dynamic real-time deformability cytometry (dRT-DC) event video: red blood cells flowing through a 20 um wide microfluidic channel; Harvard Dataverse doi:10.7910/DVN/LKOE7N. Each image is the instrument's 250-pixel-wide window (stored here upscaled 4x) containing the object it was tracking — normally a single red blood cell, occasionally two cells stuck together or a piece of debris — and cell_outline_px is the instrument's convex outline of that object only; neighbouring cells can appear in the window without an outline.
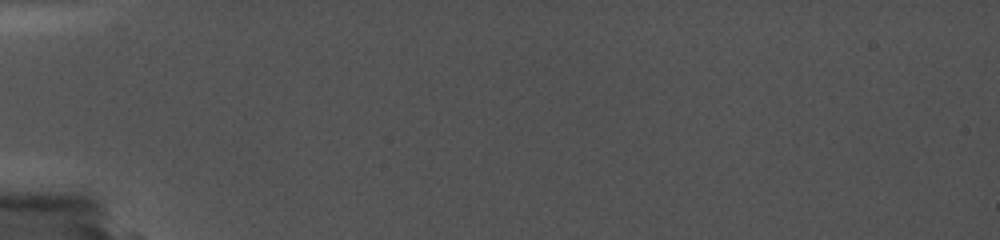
{"species": "common noctule bat (a hibernating species)", "species_latin": "Nyctalus noctula", "temperature_condition": "cold", "stored_images_in_passage": 2, "camera_frame_rate_fps": 5000, "um_per_image_px": 0.085, "animal": {"sex": "female", "body_mass_g": 19.0, "forearm_length_mm": 56.7}, "frame": {"image": 1, "passage_image": 1, "time_ms": 0.0, "image_size_px": [1000, 240], "cell_outline_px": [[692, 132], [688, 136], [648, 140], [636, 140], [536, 136], [528, 132], [528, 128], [548, 124], [552, 124], [648, 128]], "centroid_in_image_um": [51.38, 11.25], "position_along_channel_um": 33.6, "area_um2": 12.83}}